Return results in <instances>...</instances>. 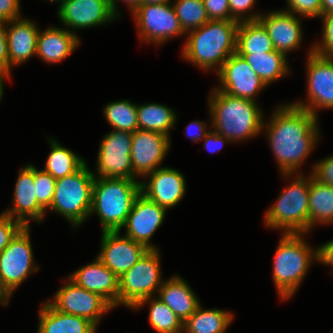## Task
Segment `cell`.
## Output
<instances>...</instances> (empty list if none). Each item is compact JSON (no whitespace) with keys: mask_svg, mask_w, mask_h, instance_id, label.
Returning a JSON list of instances; mask_svg holds the SVG:
<instances>
[{"mask_svg":"<svg viewBox=\"0 0 333 333\" xmlns=\"http://www.w3.org/2000/svg\"><path fill=\"white\" fill-rule=\"evenodd\" d=\"M209 20L236 21L230 16L229 0H203Z\"/></svg>","mask_w":333,"mask_h":333,"instance_id":"obj_41","label":"cell"},{"mask_svg":"<svg viewBox=\"0 0 333 333\" xmlns=\"http://www.w3.org/2000/svg\"><path fill=\"white\" fill-rule=\"evenodd\" d=\"M307 56V102L292 104L318 117V110L333 109V57L319 55L313 48Z\"/></svg>","mask_w":333,"mask_h":333,"instance_id":"obj_11","label":"cell"},{"mask_svg":"<svg viewBox=\"0 0 333 333\" xmlns=\"http://www.w3.org/2000/svg\"><path fill=\"white\" fill-rule=\"evenodd\" d=\"M48 140L51 151L43 170L51 174L56 180L73 174L86 163L80 155L65 148L55 139L50 137Z\"/></svg>","mask_w":333,"mask_h":333,"instance_id":"obj_32","label":"cell"},{"mask_svg":"<svg viewBox=\"0 0 333 333\" xmlns=\"http://www.w3.org/2000/svg\"><path fill=\"white\" fill-rule=\"evenodd\" d=\"M317 258V262L327 266L331 265V273L333 274V239L317 248Z\"/></svg>","mask_w":333,"mask_h":333,"instance_id":"obj_47","label":"cell"},{"mask_svg":"<svg viewBox=\"0 0 333 333\" xmlns=\"http://www.w3.org/2000/svg\"><path fill=\"white\" fill-rule=\"evenodd\" d=\"M12 297V293L7 289V287L4 285L3 280L0 276V304L3 306H8L9 299Z\"/></svg>","mask_w":333,"mask_h":333,"instance_id":"obj_49","label":"cell"},{"mask_svg":"<svg viewBox=\"0 0 333 333\" xmlns=\"http://www.w3.org/2000/svg\"><path fill=\"white\" fill-rule=\"evenodd\" d=\"M39 30L36 23L27 18L7 22L9 73H12L13 66H19L36 55Z\"/></svg>","mask_w":333,"mask_h":333,"instance_id":"obj_23","label":"cell"},{"mask_svg":"<svg viewBox=\"0 0 333 333\" xmlns=\"http://www.w3.org/2000/svg\"><path fill=\"white\" fill-rule=\"evenodd\" d=\"M170 137L153 131L132 132L131 162L133 180L160 168L170 148Z\"/></svg>","mask_w":333,"mask_h":333,"instance_id":"obj_15","label":"cell"},{"mask_svg":"<svg viewBox=\"0 0 333 333\" xmlns=\"http://www.w3.org/2000/svg\"><path fill=\"white\" fill-rule=\"evenodd\" d=\"M209 94L211 126L230 143L245 141L262 133L263 112L255 101L232 96L214 87Z\"/></svg>","mask_w":333,"mask_h":333,"instance_id":"obj_2","label":"cell"},{"mask_svg":"<svg viewBox=\"0 0 333 333\" xmlns=\"http://www.w3.org/2000/svg\"><path fill=\"white\" fill-rule=\"evenodd\" d=\"M57 11L59 20L73 34L75 30L98 27L118 18L109 0H66Z\"/></svg>","mask_w":333,"mask_h":333,"instance_id":"obj_16","label":"cell"},{"mask_svg":"<svg viewBox=\"0 0 333 333\" xmlns=\"http://www.w3.org/2000/svg\"><path fill=\"white\" fill-rule=\"evenodd\" d=\"M79 38L66 28L56 26L39 30L36 56L46 63L57 64L77 49L80 43Z\"/></svg>","mask_w":333,"mask_h":333,"instance_id":"obj_24","label":"cell"},{"mask_svg":"<svg viewBox=\"0 0 333 333\" xmlns=\"http://www.w3.org/2000/svg\"><path fill=\"white\" fill-rule=\"evenodd\" d=\"M42 303L38 333H96L98 327L88 319L59 312L48 301Z\"/></svg>","mask_w":333,"mask_h":333,"instance_id":"obj_26","label":"cell"},{"mask_svg":"<svg viewBox=\"0 0 333 333\" xmlns=\"http://www.w3.org/2000/svg\"><path fill=\"white\" fill-rule=\"evenodd\" d=\"M238 21L209 20L199 29L188 32L182 58L204 71L218 72L229 56L236 53Z\"/></svg>","mask_w":333,"mask_h":333,"instance_id":"obj_3","label":"cell"},{"mask_svg":"<svg viewBox=\"0 0 333 333\" xmlns=\"http://www.w3.org/2000/svg\"><path fill=\"white\" fill-rule=\"evenodd\" d=\"M34 165L27 164L19 171L15 184L12 203L14 207L6 209L11 218L24 227H30V221L43 222L46 211L38 204L35 196Z\"/></svg>","mask_w":333,"mask_h":333,"instance_id":"obj_20","label":"cell"},{"mask_svg":"<svg viewBox=\"0 0 333 333\" xmlns=\"http://www.w3.org/2000/svg\"><path fill=\"white\" fill-rule=\"evenodd\" d=\"M216 74L220 82V86L216 88L235 97L257 102L255 97L267 87L237 53L229 56Z\"/></svg>","mask_w":333,"mask_h":333,"instance_id":"obj_14","label":"cell"},{"mask_svg":"<svg viewBox=\"0 0 333 333\" xmlns=\"http://www.w3.org/2000/svg\"><path fill=\"white\" fill-rule=\"evenodd\" d=\"M275 48L267 29L259 21L239 22L237 30L236 53L259 54L273 52Z\"/></svg>","mask_w":333,"mask_h":333,"instance_id":"obj_28","label":"cell"},{"mask_svg":"<svg viewBox=\"0 0 333 333\" xmlns=\"http://www.w3.org/2000/svg\"><path fill=\"white\" fill-rule=\"evenodd\" d=\"M30 228L23 227L0 253V276L12 294L40 267L34 260Z\"/></svg>","mask_w":333,"mask_h":333,"instance_id":"obj_10","label":"cell"},{"mask_svg":"<svg viewBox=\"0 0 333 333\" xmlns=\"http://www.w3.org/2000/svg\"><path fill=\"white\" fill-rule=\"evenodd\" d=\"M6 24V21H0V70L9 73V53Z\"/></svg>","mask_w":333,"mask_h":333,"instance_id":"obj_44","label":"cell"},{"mask_svg":"<svg viewBox=\"0 0 333 333\" xmlns=\"http://www.w3.org/2000/svg\"><path fill=\"white\" fill-rule=\"evenodd\" d=\"M48 2L50 1V2H60V5L64 2V1H66V0H47Z\"/></svg>","mask_w":333,"mask_h":333,"instance_id":"obj_53","label":"cell"},{"mask_svg":"<svg viewBox=\"0 0 333 333\" xmlns=\"http://www.w3.org/2000/svg\"><path fill=\"white\" fill-rule=\"evenodd\" d=\"M126 3V5L129 6L130 12L132 13L138 6L141 5V0H121ZM110 6L115 13V15L119 18H121V14L118 12V5L116 0H109Z\"/></svg>","mask_w":333,"mask_h":333,"instance_id":"obj_48","label":"cell"},{"mask_svg":"<svg viewBox=\"0 0 333 333\" xmlns=\"http://www.w3.org/2000/svg\"><path fill=\"white\" fill-rule=\"evenodd\" d=\"M170 2L141 4L132 12L139 38L143 43L163 45L172 37L186 34Z\"/></svg>","mask_w":333,"mask_h":333,"instance_id":"obj_9","label":"cell"},{"mask_svg":"<svg viewBox=\"0 0 333 333\" xmlns=\"http://www.w3.org/2000/svg\"><path fill=\"white\" fill-rule=\"evenodd\" d=\"M146 303L150 306L149 323L157 333H183V322L155 296L140 301L133 309H140Z\"/></svg>","mask_w":333,"mask_h":333,"instance_id":"obj_33","label":"cell"},{"mask_svg":"<svg viewBox=\"0 0 333 333\" xmlns=\"http://www.w3.org/2000/svg\"><path fill=\"white\" fill-rule=\"evenodd\" d=\"M99 144L95 177L133 180L131 162L132 133L111 130Z\"/></svg>","mask_w":333,"mask_h":333,"instance_id":"obj_12","label":"cell"},{"mask_svg":"<svg viewBox=\"0 0 333 333\" xmlns=\"http://www.w3.org/2000/svg\"><path fill=\"white\" fill-rule=\"evenodd\" d=\"M310 174L319 183L333 186V155L314 164Z\"/></svg>","mask_w":333,"mask_h":333,"instance_id":"obj_42","label":"cell"},{"mask_svg":"<svg viewBox=\"0 0 333 333\" xmlns=\"http://www.w3.org/2000/svg\"><path fill=\"white\" fill-rule=\"evenodd\" d=\"M202 304L183 323V333H225L234 318L221 309H204Z\"/></svg>","mask_w":333,"mask_h":333,"instance_id":"obj_30","label":"cell"},{"mask_svg":"<svg viewBox=\"0 0 333 333\" xmlns=\"http://www.w3.org/2000/svg\"><path fill=\"white\" fill-rule=\"evenodd\" d=\"M171 4L186 34L209 21L203 0H175Z\"/></svg>","mask_w":333,"mask_h":333,"instance_id":"obj_35","label":"cell"},{"mask_svg":"<svg viewBox=\"0 0 333 333\" xmlns=\"http://www.w3.org/2000/svg\"><path fill=\"white\" fill-rule=\"evenodd\" d=\"M94 177L86 162L73 174L57 179L49 210L65 217L75 229L82 225L90 216Z\"/></svg>","mask_w":333,"mask_h":333,"instance_id":"obj_7","label":"cell"},{"mask_svg":"<svg viewBox=\"0 0 333 333\" xmlns=\"http://www.w3.org/2000/svg\"><path fill=\"white\" fill-rule=\"evenodd\" d=\"M294 178L266 211L264 223L270 229H280L282 234H308L309 176L299 172Z\"/></svg>","mask_w":333,"mask_h":333,"instance_id":"obj_6","label":"cell"},{"mask_svg":"<svg viewBox=\"0 0 333 333\" xmlns=\"http://www.w3.org/2000/svg\"><path fill=\"white\" fill-rule=\"evenodd\" d=\"M101 249L97 258L120 277L131 269L149 250L141 243L120 234V231H103Z\"/></svg>","mask_w":333,"mask_h":333,"instance_id":"obj_17","label":"cell"},{"mask_svg":"<svg viewBox=\"0 0 333 333\" xmlns=\"http://www.w3.org/2000/svg\"><path fill=\"white\" fill-rule=\"evenodd\" d=\"M156 297L164 302L184 323L201 304L196 293L179 275L163 281Z\"/></svg>","mask_w":333,"mask_h":333,"instance_id":"obj_25","label":"cell"},{"mask_svg":"<svg viewBox=\"0 0 333 333\" xmlns=\"http://www.w3.org/2000/svg\"><path fill=\"white\" fill-rule=\"evenodd\" d=\"M103 115L113 130L131 133L138 130L137 105L129 100H118L106 104Z\"/></svg>","mask_w":333,"mask_h":333,"instance_id":"obj_34","label":"cell"},{"mask_svg":"<svg viewBox=\"0 0 333 333\" xmlns=\"http://www.w3.org/2000/svg\"><path fill=\"white\" fill-rule=\"evenodd\" d=\"M160 261L159 249H150L119 277V305L133 309L140 301L157 295L164 281Z\"/></svg>","mask_w":333,"mask_h":333,"instance_id":"obj_8","label":"cell"},{"mask_svg":"<svg viewBox=\"0 0 333 333\" xmlns=\"http://www.w3.org/2000/svg\"><path fill=\"white\" fill-rule=\"evenodd\" d=\"M303 233L282 234L273 260V282L282 301L296 293L312 263L318 261Z\"/></svg>","mask_w":333,"mask_h":333,"instance_id":"obj_5","label":"cell"},{"mask_svg":"<svg viewBox=\"0 0 333 333\" xmlns=\"http://www.w3.org/2000/svg\"><path fill=\"white\" fill-rule=\"evenodd\" d=\"M318 117L292 103L280 105L262 131L285 178L297 174L306 158L316 147L319 136ZM265 128V129H264Z\"/></svg>","mask_w":333,"mask_h":333,"instance_id":"obj_1","label":"cell"},{"mask_svg":"<svg viewBox=\"0 0 333 333\" xmlns=\"http://www.w3.org/2000/svg\"><path fill=\"white\" fill-rule=\"evenodd\" d=\"M140 193V181L94 177L90 216L97 214L102 232L121 231Z\"/></svg>","mask_w":333,"mask_h":333,"instance_id":"obj_4","label":"cell"},{"mask_svg":"<svg viewBox=\"0 0 333 333\" xmlns=\"http://www.w3.org/2000/svg\"><path fill=\"white\" fill-rule=\"evenodd\" d=\"M322 15L333 14V0H321Z\"/></svg>","mask_w":333,"mask_h":333,"instance_id":"obj_50","label":"cell"},{"mask_svg":"<svg viewBox=\"0 0 333 333\" xmlns=\"http://www.w3.org/2000/svg\"><path fill=\"white\" fill-rule=\"evenodd\" d=\"M256 3V0H229V9H230V16L238 21H256L262 15L259 12L248 14L250 10H253ZM244 14L245 17H244ZM248 14V15H247Z\"/></svg>","mask_w":333,"mask_h":333,"instance_id":"obj_39","label":"cell"},{"mask_svg":"<svg viewBox=\"0 0 333 333\" xmlns=\"http://www.w3.org/2000/svg\"><path fill=\"white\" fill-rule=\"evenodd\" d=\"M285 11L303 18H320L322 16L321 0H286Z\"/></svg>","mask_w":333,"mask_h":333,"instance_id":"obj_37","label":"cell"},{"mask_svg":"<svg viewBox=\"0 0 333 333\" xmlns=\"http://www.w3.org/2000/svg\"><path fill=\"white\" fill-rule=\"evenodd\" d=\"M20 0H0V21H12L22 18Z\"/></svg>","mask_w":333,"mask_h":333,"instance_id":"obj_43","label":"cell"},{"mask_svg":"<svg viewBox=\"0 0 333 333\" xmlns=\"http://www.w3.org/2000/svg\"><path fill=\"white\" fill-rule=\"evenodd\" d=\"M166 211V208L159 206L140 193L122 227L126 228L123 235L141 243L149 250L158 249L150 242V239L162 225Z\"/></svg>","mask_w":333,"mask_h":333,"instance_id":"obj_19","label":"cell"},{"mask_svg":"<svg viewBox=\"0 0 333 333\" xmlns=\"http://www.w3.org/2000/svg\"><path fill=\"white\" fill-rule=\"evenodd\" d=\"M24 226L7 213L0 214V253Z\"/></svg>","mask_w":333,"mask_h":333,"instance_id":"obj_40","label":"cell"},{"mask_svg":"<svg viewBox=\"0 0 333 333\" xmlns=\"http://www.w3.org/2000/svg\"><path fill=\"white\" fill-rule=\"evenodd\" d=\"M203 141L204 147L212 153L219 152L226 142H230L227 138L219 135L213 129L206 134Z\"/></svg>","mask_w":333,"mask_h":333,"instance_id":"obj_45","label":"cell"},{"mask_svg":"<svg viewBox=\"0 0 333 333\" xmlns=\"http://www.w3.org/2000/svg\"><path fill=\"white\" fill-rule=\"evenodd\" d=\"M186 127H187L186 135L190 137L194 143H197L199 140L200 141L203 140L206 134L210 131L207 130L208 127L206 123L198 120L197 121L194 120L192 123H189L188 126Z\"/></svg>","mask_w":333,"mask_h":333,"instance_id":"obj_46","label":"cell"},{"mask_svg":"<svg viewBox=\"0 0 333 333\" xmlns=\"http://www.w3.org/2000/svg\"><path fill=\"white\" fill-rule=\"evenodd\" d=\"M171 0H141V4H152V5H156V4H162V3H167Z\"/></svg>","mask_w":333,"mask_h":333,"instance_id":"obj_52","label":"cell"},{"mask_svg":"<svg viewBox=\"0 0 333 333\" xmlns=\"http://www.w3.org/2000/svg\"><path fill=\"white\" fill-rule=\"evenodd\" d=\"M143 179L140 181L141 193L166 209L179 204L186 193L184 175L170 167L157 168L145 175Z\"/></svg>","mask_w":333,"mask_h":333,"instance_id":"obj_18","label":"cell"},{"mask_svg":"<svg viewBox=\"0 0 333 333\" xmlns=\"http://www.w3.org/2000/svg\"><path fill=\"white\" fill-rule=\"evenodd\" d=\"M5 78L8 80H10V78H11V73H8V72H6V71H3V70H0V102H1V99H2V97H3V86H4V80H5Z\"/></svg>","mask_w":333,"mask_h":333,"instance_id":"obj_51","label":"cell"},{"mask_svg":"<svg viewBox=\"0 0 333 333\" xmlns=\"http://www.w3.org/2000/svg\"><path fill=\"white\" fill-rule=\"evenodd\" d=\"M258 20L267 29L276 51L287 56L301 46L304 34L299 16L282 9L264 13Z\"/></svg>","mask_w":333,"mask_h":333,"instance_id":"obj_21","label":"cell"},{"mask_svg":"<svg viewBox=\"0 0 333 333\" xmlns=\"http://www.w3.org/2000/svg\"><path fill=\"white\" fill-rule=\"evenodd\" d=\"M34 184H35V196L38 204L45 210L50 208L56 179L44 170H39L34 166Z\"/></svg>","mask_w":333,"mask_h":333,"instance_id":"obj_36","label":"cell"},{"mask_svg":"<svg viewBox=\"0 0 333 333\" xmlns=\"http://www.w3.org/2000/svg\"><path fill=\"white\" fill-rule=\"evenodd\" d=\"M322 39L321 43H314L312 45L313 52L322 55L333 57V14L322 15Z\"/></svg>","mask_w":333,"mask_h":333,"instance_id":"obj_38","label":"cell"},{"mask_svg":"<svg viewBox=\"0 0 333 333\" xmlns=\"http://www.w3.org/2000/svg\"><path fill=\"white\" fill-rule=\"evenodd\" d=\"M255 71L266 86L283 78L290 72L287 56L279 51L259 54H238Z\"/></svg>","mask_w":333,"mask_h":333,"instance_id":"obj_27","label":"cell"},{"mask_svg":"<svg viewBox=\"0 0 333 333\" xmlns=\"http://www.w3.org/2000/svg\"><path fill=\"white\" fill-rule=\"evenodd\" d=\"M333 223V186L309 176V232L317 225Z\"/></svg>","mask_w":333,"mask_h":333,"instance_id":"obj_29","label":"cell"},{"mask_svg":"<svg viewBox=\"0 0 333 333\" xmlns=\"http://www.w3.org/2000/svg\"><path fill=\"white\" fill-rule=\"evenodd\" d=\"M48 302L59 312L84 317L98 326L102 316L114 307L101 295L78 286L69 277Z\"/></svg>","mask_w":333,"mask_h":333,"instance_id":"obj_13","label":"cell"},{"mask_svg":"<svg viewBox=\"0 0 333 333\" xmlns=\"http://www.w3.org/2000/svg\"><path fill=\"white\" fill-rule=\"evenodd\" d=\"M137 117L139 130L158 132L168 137L177 121L175 111L160 103L138 104Z\"/></svg>","mask_w":333,"mask_h":333,"instance_id":"obj_31","label":"cell"},{"mask_svg":"<svg viewBox=\"0 0 333 333\" xmlns=\"http://www.w3.org/2000/svg\"><path fill=\"white\" fill-rule=\"evenodd\" d=\"M68 277L81 288L101 295L114 308L119 306V277L97 257Z\"/></svg>","mask_w":333,"mask_h":333,"instance_id":"obj_22","label":"cell"}]
</instances>
